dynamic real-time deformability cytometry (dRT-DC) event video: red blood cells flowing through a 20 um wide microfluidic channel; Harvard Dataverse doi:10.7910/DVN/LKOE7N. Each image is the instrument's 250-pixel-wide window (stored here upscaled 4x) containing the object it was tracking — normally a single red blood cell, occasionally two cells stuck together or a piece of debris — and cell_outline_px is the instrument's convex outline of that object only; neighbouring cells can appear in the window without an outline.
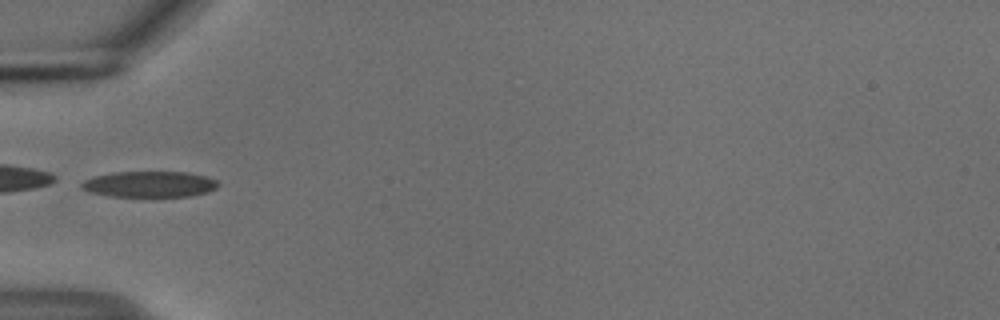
{"species": "common noctule bat (a hibernating species)", "species_latin": "Nyctalus noctula", "temperature_condition": "cold", "stored_images_in_passage": 34, "camera_frame_rate_fps": 3000, "um_per_image_px": 0.085, "animal": {"sex": "male", "body_mass_g": 18.8}, "frame": {"image": 1, "passage_image": 1, "time_ms": 0.0, "image_size_px": [1000, 320], "cell_outline_px": [[220, 184], [216, 188], [208, 192], [192, 196], [108, 196], [88, 192], [80, 188], [80, 184], [84, 180], [92, 176], [112, 172], [188, 172], [204, 176], [216, 180]], "centroid_in_image_um": [12.66, 15.65], "position_along_channel_um": 72.3, "area_um2": 20.81}}